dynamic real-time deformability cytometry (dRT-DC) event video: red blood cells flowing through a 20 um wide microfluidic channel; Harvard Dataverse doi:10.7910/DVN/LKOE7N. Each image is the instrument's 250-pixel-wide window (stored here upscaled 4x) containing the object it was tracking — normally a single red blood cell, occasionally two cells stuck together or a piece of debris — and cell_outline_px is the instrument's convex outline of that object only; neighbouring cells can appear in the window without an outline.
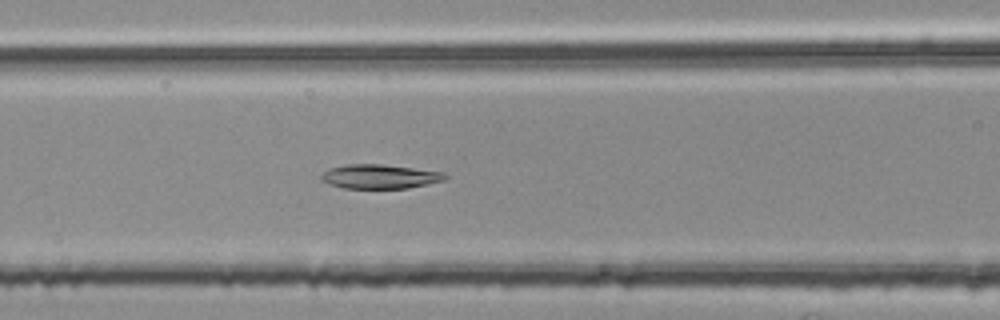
{"species": "common noctule bat (a hibernating species)", "species_latin": "Nyctalus noctula", "temperature_condition": "room temperature", "stored_images_in_passage": 41, "camera_frame_rate_fps": 3000, "um_per_image_px": 0.085, "animal": {"sex": "female", "body_mass_g": 25.1}, "frame": {"image": 1, "passage_image": 14, "time_ms": 4.333, "image_size_px": [1000, 320], "cell_outline_px": [[448, 176], [444, 180], [428, 184], [408, 188], [344, 188], [328, 184], [320, 176], [324, 172], [332, 168], [344, 164], [380, 164], [444, 172]], "centroid_in_image_um": [32.3, 15.0], "position_along_channel_um": 134.3, "area_um2": 17.28}}
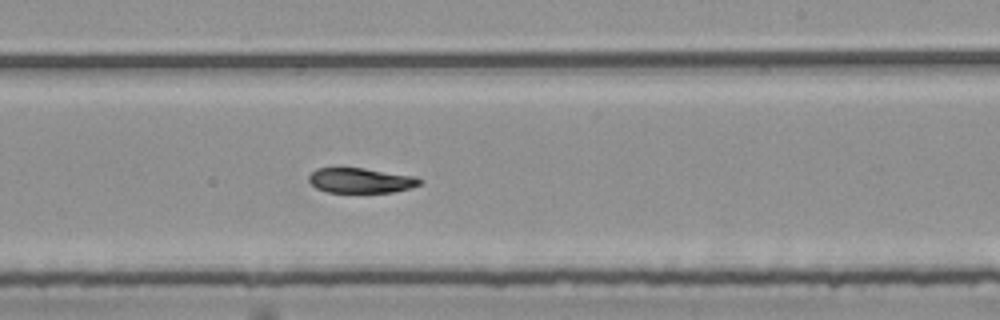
{"frame": {"image": 2, "passage_image": 24, "time_ms": 7.667, "image_size_px": [1000, 320], "cell_outline_px": [[424, 180], [420, 184], [412, 188], [392, 192], [328, 192], [316, 188], [308, 180], [308, 176], [316, 168], [364, 168], [416, 176]], "centroid_in_image_um": [30.69, 15.33], "position_along_channel_um": 258.3, "area_um2": 16.24}}
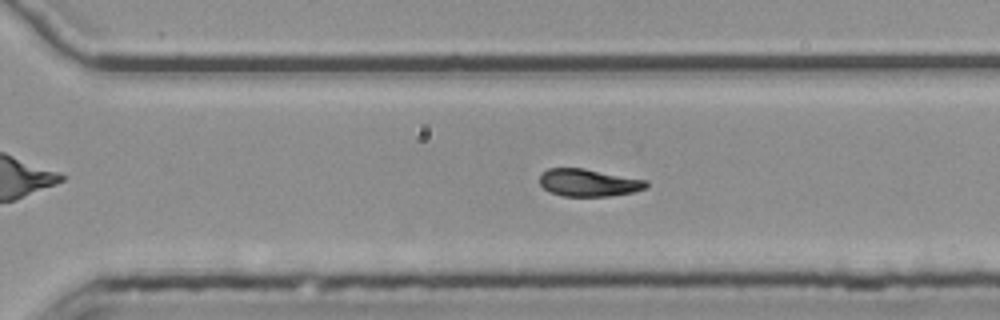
{"frame": {"image": 3, "passage_image": 29, "time_ms": 9.333, "image_size_px": [1000, 320], "cell_outline_px": [[648, 188], [632, 192], [612, 196], [560, 196], [548, 192], [540, 184], [540, 176], [548, 168], [584, 168], [648, 180]], "centroid_in_image_um": [50.05, 15.53], "position_along_channel_um": 320.6, "area_um2": 17.22}, "authors_computed_cell_mechanics": {"area_um2": 17.8024, "velocity_mm_per_s": 3.7474, "shape_relaxation_time_tau1_ms": 8.6765, "shape_relaxation_time_tau2_ms": null, "deformation_change_tau1": 0.2015, "deformation_change_tau2": null}}